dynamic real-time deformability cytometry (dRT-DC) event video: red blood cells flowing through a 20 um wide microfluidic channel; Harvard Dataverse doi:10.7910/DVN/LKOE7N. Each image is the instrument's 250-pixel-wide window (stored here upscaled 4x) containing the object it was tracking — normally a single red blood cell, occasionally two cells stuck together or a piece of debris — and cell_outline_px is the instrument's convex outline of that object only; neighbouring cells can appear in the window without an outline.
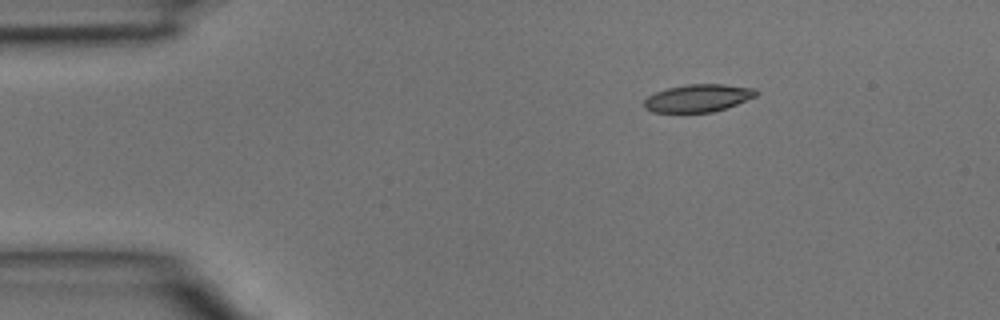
{"species": "common noctule bat (a hibernating species)", "species_latin": "Nyctalus noctula", "temperature_condition": "room temperature", "stored_images_in_passage": 5, "camera_frame_rate_fps": 3000, "um_per_image_px": 0.085, "animal": {"sex": "male", "body_mass_g": 15.6}, "frame": {"image": 1, "passage_image": 2, "time_ms": 0.333, "image_size_px": [1000, 320], "cell_outline_px": [[756, 96], [736, 104], [712, 112], [652, 112], [644, 108], [644, 100], [648, 96], [656, 92], [668, 88], [688, 84], [724, 84], [756, 88]], "centroid_in_image_um": [59.32, 8.33], "position_along_channel_um": 25.7, "area_um2": 17.86}}
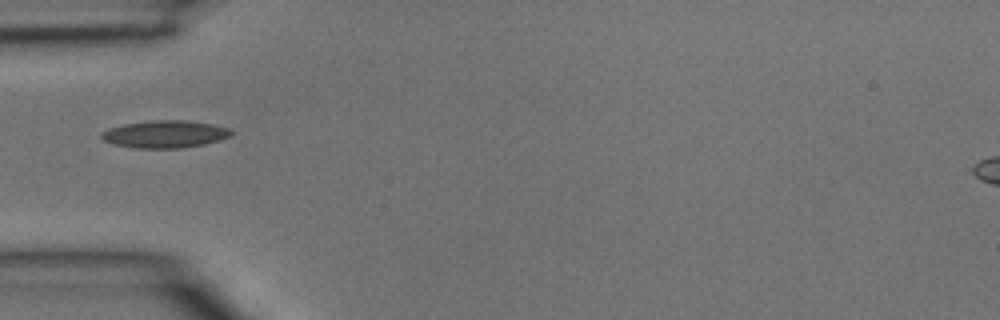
{"frame": {"image": 2, "passage_image": 4, "time_ms": 1.0, "image_size_px": [1000, 320], "cell_outline_px": [[232, 136], [220, 140], [204, 144], [180, 148], [136, 148], [116, 144], [104, 140], [100, 136], [100, 132], [108, 128], [124, 124], [152, 120], [188, 120], [212, 124], [228, 128], [232, 132]], "centroid_in_image_um": [14.03, 11.39], "position_along_channel_um": 71.0, "area_um2": 20.69}}